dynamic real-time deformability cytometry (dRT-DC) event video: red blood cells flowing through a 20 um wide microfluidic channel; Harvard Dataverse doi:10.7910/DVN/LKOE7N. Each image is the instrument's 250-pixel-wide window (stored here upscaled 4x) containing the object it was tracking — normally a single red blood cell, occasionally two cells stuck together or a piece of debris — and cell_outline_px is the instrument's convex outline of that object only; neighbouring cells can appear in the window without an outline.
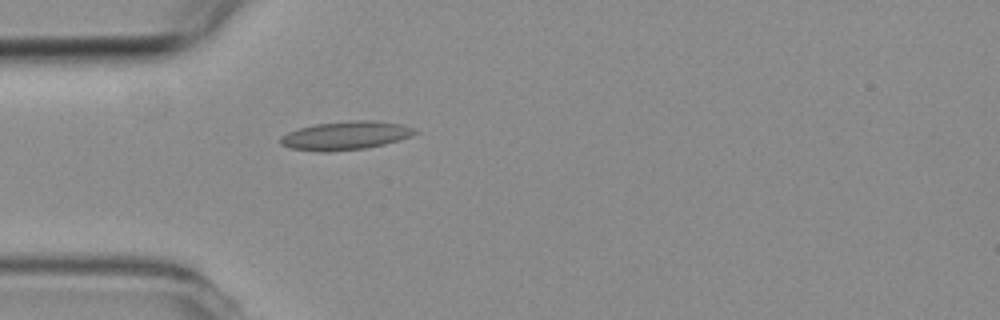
{"species": "common noctule bat (a hibernating species)", "species_latin": "Nyctalus noctula", "temperature_condition": "room temperature", "stored_images_in_passage": 4, "camera_frame_rate_fps": 3000, "um_per_image_px": 0.085, "animal": {"sex": "female", "body_mass_g": 19.3, "forearm_length_mm": 54.1}, "frame": {"image": 1, "passage_image": 4, "time_ms": 3.667, "image_size_px": [1000, 320], "cell_outline_px": [[420, 132], [412, 136], [384, 144], [364, 148], [328, 152], [320, 152], [288, 148], [280, 144], [280, 136], [288, 132], [300, 128], [316, 124], [356, 120], [372, 120], [400, 124], [412, 128]], "centroid_in_image_um": [29.35, 11.53], "position_along_channel_um": 55.7, "area_um2": 22.25}}